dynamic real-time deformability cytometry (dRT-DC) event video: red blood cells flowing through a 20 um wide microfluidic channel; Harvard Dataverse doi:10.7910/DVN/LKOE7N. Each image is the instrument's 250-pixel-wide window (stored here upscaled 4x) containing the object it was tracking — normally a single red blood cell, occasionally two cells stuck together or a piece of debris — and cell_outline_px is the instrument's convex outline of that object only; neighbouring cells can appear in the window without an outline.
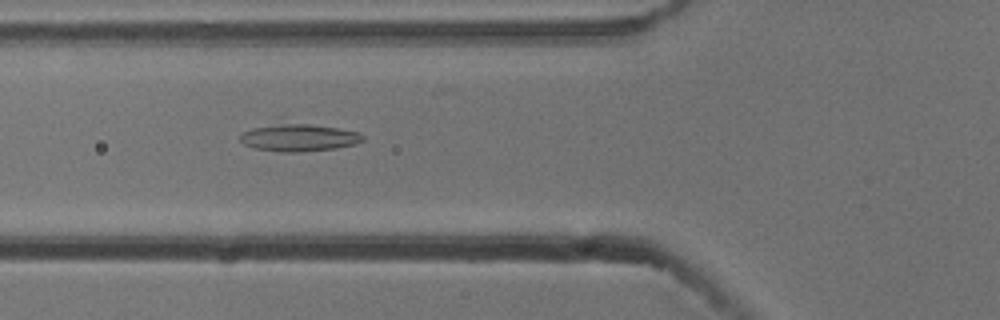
{"species": "common noctule bat (a hibernating species)", "species_latin": "Nyctalus noctula", "temperature_condition": "cold", "stored_images_in_passage": 27, "camera_frame_rate_fps": 3000, "um_per_image_px": 0.085, "animal": {"sex": "male", "body_mass_g": 13.3}, "frame": {"image": 1, "passage_image": 3, "time_ms": 0.667, "image_size_px": [1000, 320], "cell_outline_px": [[364, 140], [356, 144], [336, 148], [300, 152], [280, 152], [256, 148], [244, 144], [240, 140], [240, 136], [244, 132], [276, 116], [280, 116], [360, 132], [364, 136]], "centroid_in_image_um": [25.34, 11.57], "position_along_channel_um": 100.5, "area_um2": 21.62}}
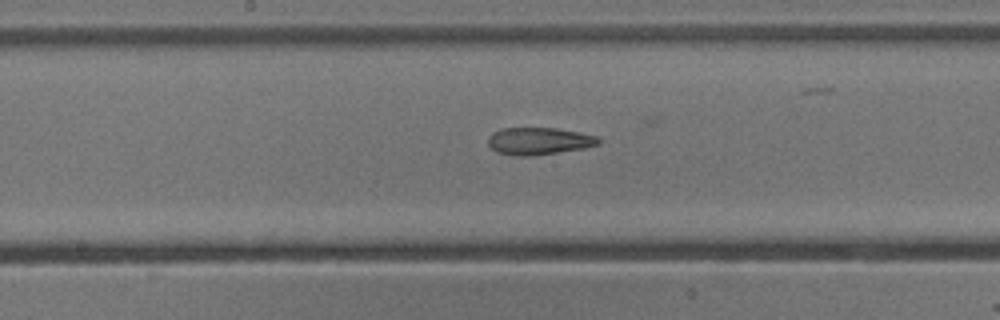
{"frame": {"image": 2, "passage_image": 11, "time_ms": 3.333, "image_size_px": [1000, 320], "cell_outline_px": [[600, 144], [584, 148], [532, 156], [512, 156], [496, 152], [488, 144], [488, 136], [492, 132], [500, 128], [556, 128], [580, 132], [596, 136], [600, 140]], "centroid_in_image_um": [45.77, 11.99], "position_along_channel_um": 202.4, "area_um2": 17.69}}
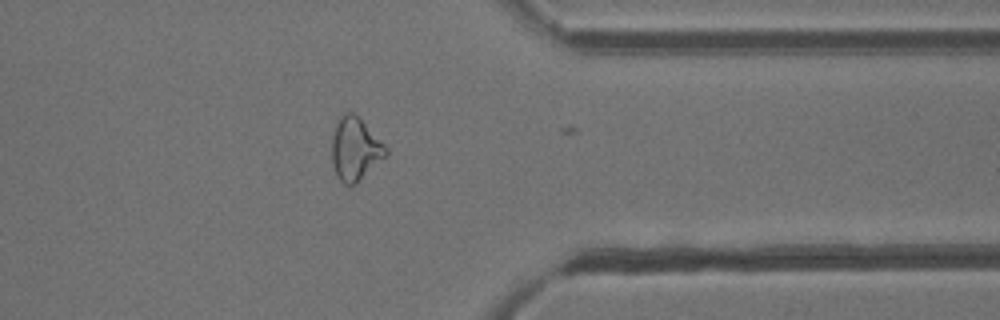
{"frame": {"image": 3, "passage_image": 26, "time_ms": 8.333, "image_size_px": [1000, 320], "cell_outline_px": [[388, 156], [352, 184], [344, 184], [336, 176], [332, 164], [332, 136], [336, 124], [340, 116], [344, 112], [352, 112], [360, 116], [388, 148]], "centroid_in_image_um": [30.2, 12.61], "position_along_channel_um": 381.2, "area_um2": 19.88}}